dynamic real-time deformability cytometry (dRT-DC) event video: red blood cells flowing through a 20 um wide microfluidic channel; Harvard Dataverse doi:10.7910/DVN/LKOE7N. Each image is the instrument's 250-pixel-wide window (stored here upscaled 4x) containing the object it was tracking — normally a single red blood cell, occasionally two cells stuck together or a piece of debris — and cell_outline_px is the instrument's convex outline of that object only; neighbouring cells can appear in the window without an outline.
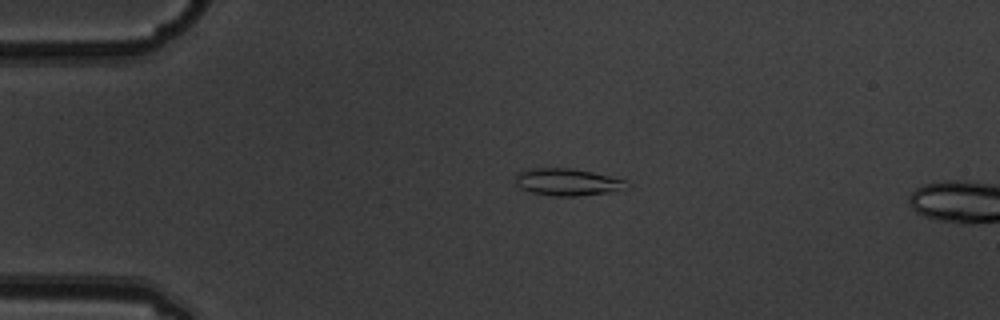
{"species": "common noctule bat (a hibernating species)", "species_latin": "Nyctalus noctula", "temperature_condition": "warm", "stored_images_in_passage": 5, "camera_frame_rate_fps": 3000, "um_per_image_px": 0.085, "animal": {"sex": "male", "body_mass_g": 19.5, "forearm_length_mm": 54.6}, "frame": {"image": 1, "passage_image": 4, "time_ms": 1.0, "image_size_px": [1000, 320], "cell_outline_px": [[628, 188], [608, 192], [576, 196], [552, 196], [532, 192], [520, 188], [516, 184], [516, 176], [520, 172], [528, 168], [572, 168], [592, 172], [624, 180]], "centroid_in_image_um": [48.19, 15.47], "position_along_channel_um": 36.8, "area_um2": 17.34}}